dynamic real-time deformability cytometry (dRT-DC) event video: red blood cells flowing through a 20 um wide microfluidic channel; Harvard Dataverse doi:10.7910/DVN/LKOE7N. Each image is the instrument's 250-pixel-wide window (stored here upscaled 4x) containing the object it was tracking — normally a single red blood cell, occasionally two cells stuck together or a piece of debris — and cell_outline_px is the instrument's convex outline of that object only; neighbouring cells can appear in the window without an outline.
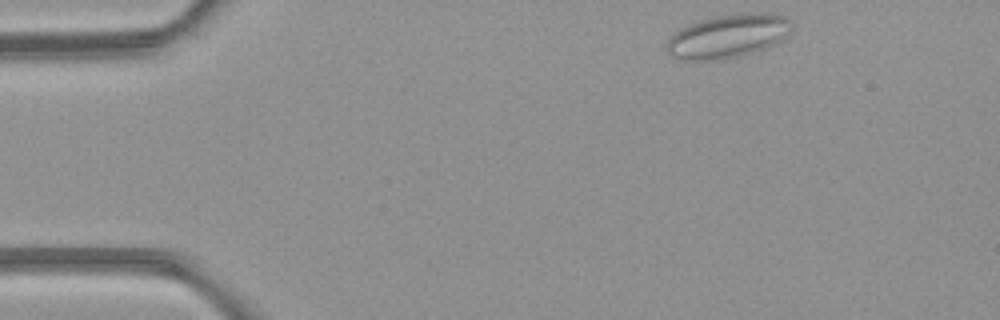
{"species": "common noctule bat (a hibernating species)", "species_latin": "Nyctalus noctula", "temperature_condition": "room temperature", "stored_images_in_passage": 3, "camera_frame_rate_fps": 3000, "um_per_image_px": 0.085, "animal": {"sex": "female", "body_mass_g": 21.9}, "frame": {"image": 1, "passage_image": 1, "time_ms": 0.0, "image_size_px": [1000, 320], "cell_outline_px": [[792, 28], [780, 40], [764, 48], [752, 52], [736, 56], [716, 60], [684, 60], [672, 56], [664, 48], [668, 40], [680, 28], [688, 24], [700, 20], [716, 16], [744, 12], [772, 12], [784, 16], [792, 24]], "centroid_in_image_um": [61.85, 3.04], "position_along_channel_um": 23.1, "area_um2": 31.56}}